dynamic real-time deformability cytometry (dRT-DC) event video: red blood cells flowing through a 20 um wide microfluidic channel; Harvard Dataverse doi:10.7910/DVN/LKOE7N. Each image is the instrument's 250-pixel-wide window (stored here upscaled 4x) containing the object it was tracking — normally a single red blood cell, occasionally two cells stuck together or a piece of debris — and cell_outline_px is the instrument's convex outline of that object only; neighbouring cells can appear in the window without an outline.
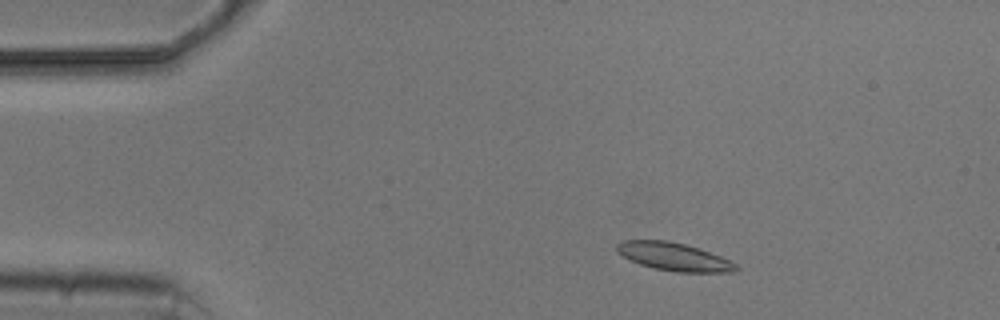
{"species": "common noctule bat (a hibernating species)", "species_latin": "Nyctalus noctula", "temperature_condition": "cold", "stored_images_in_passage": 3, "camera_frame_rate_fps": 3000, "um_per_image_px": 0.085, "animal": {"sex": "male", "body_mass_g": 20.5, "forearm_length_mm": 52.5}, "frame": {"image": 1, "passage_image": 2, "time_ms": 1.0, "image_size_px": [1000, 320], "cell_outline_px": [[740, 268], [732, 272], [676, 272], [656, 268], [640, 264], [616, 252], [616, 244], [620, 240], [668, 240], [684, 244], [720, 256], [736, 264]], "centroid_in_image_um": [57.25, 21.81], "position_along_channel_um": 27.8, "area_um2": 19.19}}